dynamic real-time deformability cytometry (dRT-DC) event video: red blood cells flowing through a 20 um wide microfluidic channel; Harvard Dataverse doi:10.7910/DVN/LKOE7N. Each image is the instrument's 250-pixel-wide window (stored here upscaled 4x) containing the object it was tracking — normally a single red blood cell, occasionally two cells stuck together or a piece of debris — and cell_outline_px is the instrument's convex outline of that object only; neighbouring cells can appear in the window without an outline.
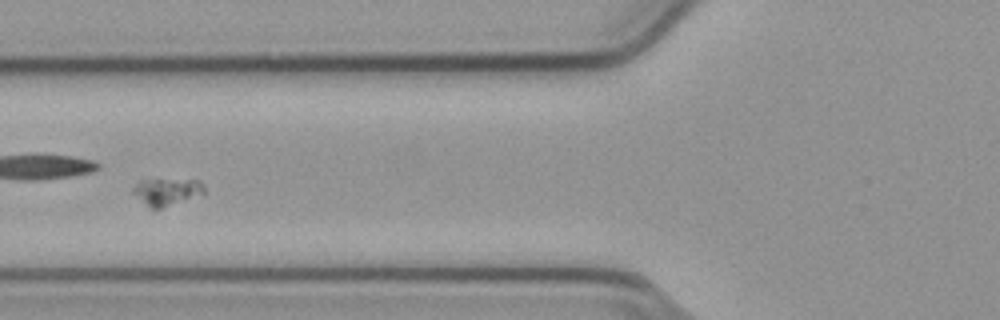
{"species": "common noctule bat (a hibernating species)", "species_latin": "Nyctalus noctula", "temperature_condition": "cold", "stored_images_in_passage": 41, "camera_frame_rate_fps": 3000, "um_per_image_px": 0.085, "animal": {"sex": "male", "body_mass_g": 23.1, "forearm_length_mm": 52.7}, "frame": {"image": 1, "passage_image": 7, "time_ms": 2.0, "image_size_px": [1000, 320], "cell_outline_px": [[204, 192], [160, 208], [148, 208], [132, 192], [132, 188], [136, 184], [152, 180], [200, 180], [204, 188]], "centroid_in_image_um": [14.14, 16.3], "position_along_channel_um": 111.7, "area_um2": 10.58}}